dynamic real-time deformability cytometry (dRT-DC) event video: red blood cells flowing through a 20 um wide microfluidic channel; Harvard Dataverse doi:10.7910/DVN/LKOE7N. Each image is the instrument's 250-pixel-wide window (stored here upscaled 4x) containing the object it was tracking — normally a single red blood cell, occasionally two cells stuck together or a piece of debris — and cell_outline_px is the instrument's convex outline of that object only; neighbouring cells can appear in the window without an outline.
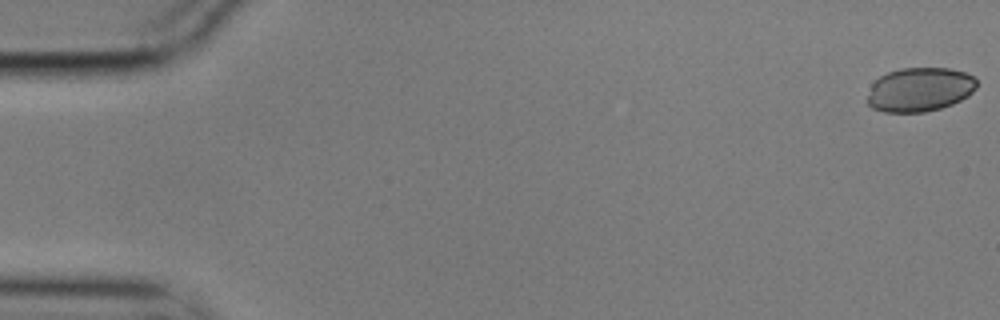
{"species": "common noctule bat (a hibernating species)", "species_latin": "Nyctalus noctula", "temperature_condition": "cold", "stored_images_in_passage": 57, "camera_frame_rate_fps": 3000, "um_per_image_px": 0.085, "animal": {"sex": "male", "body_mass_g": 17.9}, "frame": {"image": 1, "passage_image": 1, "time_ms": 0.0, "image_size_px": [1000, 320], "cell_outline_px": [[976, 88], [968, 96], [952, 104], [940, 108], [924, 112], [884, 112], [872, 108], [868, 104], [868, 96], [872, 84], [880, 76], [888, 72], [900, 68], [948, 68], [964, 72], [976, 76]], "centroid_in_image_um": [78.19, 7.61], "position_along_channel_um": 6.8, "area_um2": 28.09}}
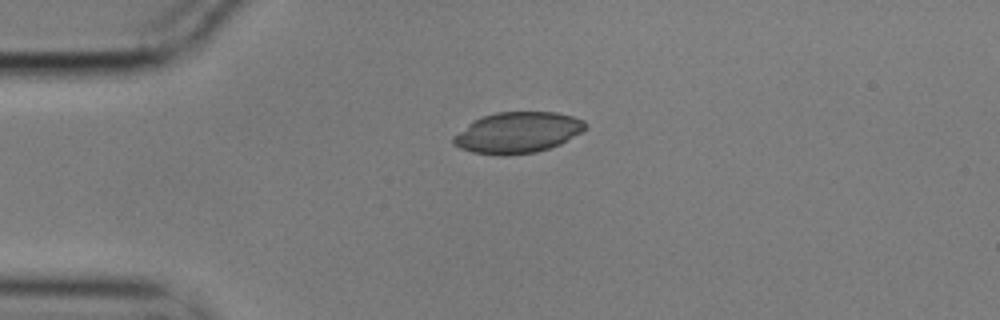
{"frame": {"image": 2, "passage_image": 14, "time_ms": 4.333, "image_size_px": [1000, 320], "cell_outline_px": [[588, 128], [560, 144], [536, 152], [508, 156], [500, 156], [472, 152], [460, 148], [452, 144], [452, 136], [472, 120], [496, 112], [556, 112], [572, 116], [584, 120], [588, 124]], "centroid_in_image_um": [43.98, 11.27], "position_along_channel_um": 41.0, "area_um2": 31.85}}
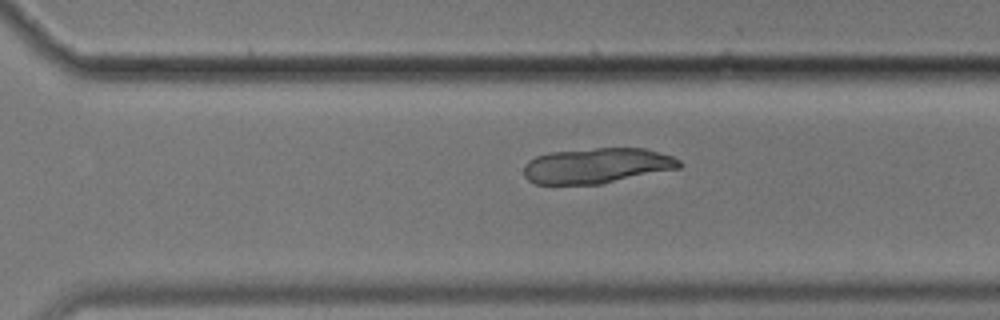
{"frame": {"image": 3, "passage_image": 40, "time_ms": 13.0, "image_size_px": [1000, 320], "cell_outline_px": [[684, 164], [680, 168], [600, 184], [536, 184], [528, 180], [524, 176], [524, 164], [528, 160], [536, 156], [548, 152], [596, 148], [644, 148], [672, 156], [680, 160]], "centroid_in_image_um": [50.72, 14.08], "position_along_channel_um": 319.9, "area_um2": 32.19}}